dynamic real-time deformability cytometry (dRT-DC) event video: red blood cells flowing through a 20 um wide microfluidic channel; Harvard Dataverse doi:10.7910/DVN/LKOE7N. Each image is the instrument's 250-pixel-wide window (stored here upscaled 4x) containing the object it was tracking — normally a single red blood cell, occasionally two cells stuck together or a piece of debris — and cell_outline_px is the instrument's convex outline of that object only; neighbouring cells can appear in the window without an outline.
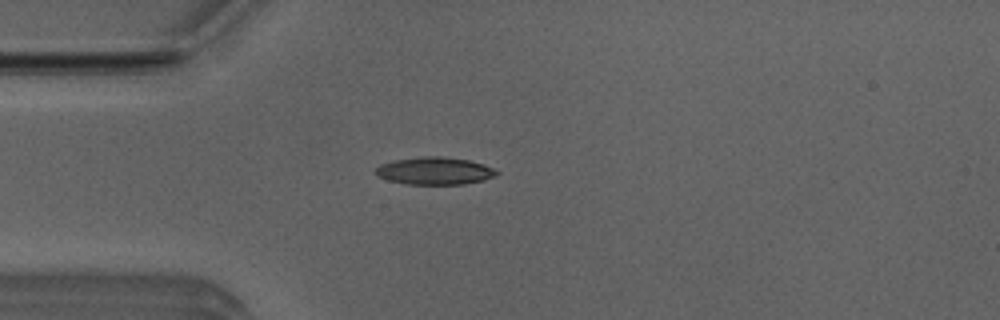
{"species": "Egyptian fruit bat (a non-hibernating species)", "species_latin": "Rousettus aegyptiacus", "temperature_condition": "room temperature", "stored_images_in_passage": 5, "camera_frame_rate_fps": 3000, "um_per_image_px": 0.085, "animal": {"sex": "male"}, "frame": {"image": 1, "passage_image": 4, "time_ms": 1.0, "image_size_px": [1000, 320], "cell_outline_px": [[500, 172], [496, 176], [484, 180], [464, 184], [408, 184], [388, 180], [376, 176], [372, 172], [380, 164], [392, 160], [420, 156], [440, 156], [468, 160], [484, 164]], "centroid_in_image_um": [36.91, 14.52], "position_along_channel_um": 48.1, "area_um2": 19.59}}